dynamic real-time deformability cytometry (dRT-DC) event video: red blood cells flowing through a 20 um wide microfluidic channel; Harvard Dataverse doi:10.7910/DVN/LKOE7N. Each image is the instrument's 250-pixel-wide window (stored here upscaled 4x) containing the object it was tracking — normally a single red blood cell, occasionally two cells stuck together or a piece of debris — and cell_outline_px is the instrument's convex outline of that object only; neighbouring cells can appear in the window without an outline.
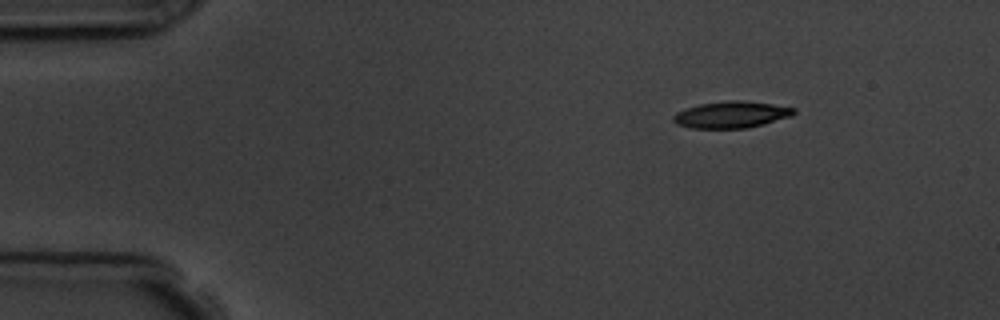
{"species": "common noctule bat (a hibernating species)", "species_latin": "Nyctalus noctula", "temperature_condition": "room temperature", "stored_images_in_passage": 6, "camera_frame_rate_fps": 3000, "um_per_image_px": 0.085, "animal": {"sex": "male", "body_mass_g": 19.5, "forearm_length_mm": 54.6}, "frame": {"image": 1, "passage_image": 1, "time_ms": 0.0, "image_size_px": [1000, 320], "cell_outline_px": [[796, 112], [792, 116], [764, 124], [744, 128], [692, 128], [676, 124], [672, 120], [672, 116], [676, 112], [700, 104], [728, 100], [740, 100], [772, 104], [796, 108]], "centroid_in_image_um": [62.17, 9.74], "position_along_channel_um": 22.8, "area_um2": 18.67}}
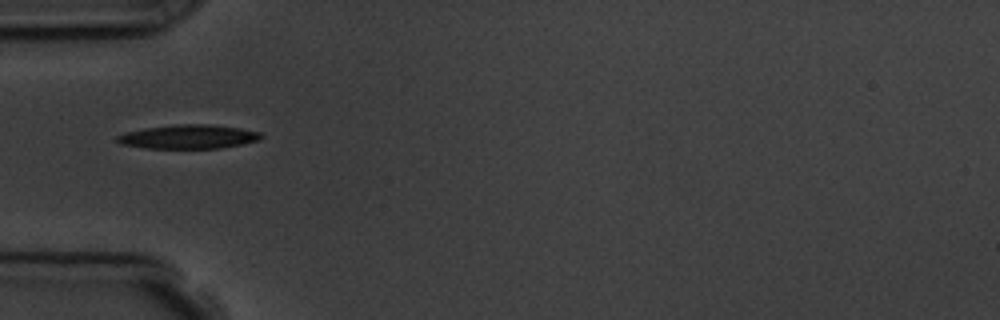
{"frame": {"image": 2, "passage_image": 4, "time_ms": 3.333, "image_size_px": [1000, 320], "cell_outline_px": [[264, 136], [260, 140], [220, 148], [144, 148], [120, 144], [116, 140], [116, 136], [124, 132], [144, 128], [172, 124], [208, 124], [240, 128], [260, 132]], "centroid_in_image_um": [15.98, 11.61], "position_along_channel_um": 69.0, "area_um2": 20.23}}